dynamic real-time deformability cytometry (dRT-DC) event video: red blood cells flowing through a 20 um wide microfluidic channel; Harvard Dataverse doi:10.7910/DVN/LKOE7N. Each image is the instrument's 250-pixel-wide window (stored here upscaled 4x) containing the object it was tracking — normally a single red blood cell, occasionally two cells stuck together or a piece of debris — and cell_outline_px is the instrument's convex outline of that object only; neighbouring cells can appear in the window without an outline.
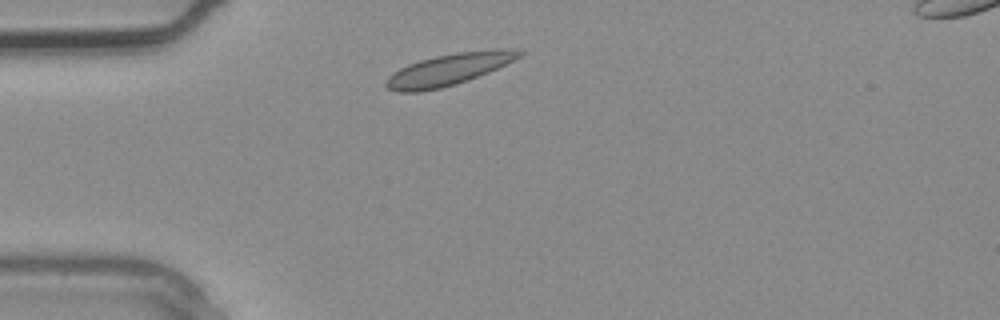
{"species": "common noctule bat (a hibernating species)", "species_latin": "Nyctalus noctula", "temperature_condition": "warm", "stored_images_in_passage": 1, "camera_frame_rate_fps": 3000, "um_per_image_px": 0.085, "animal": {"sex": "male", "body_mass_g": 20.4}, "frame": {"image": 1, "passage_image": 1, "time_ms": 0.0, "image_size_px": [1000, 320], "cell_outline_px": [[524, 52], [520, 56], [488, 72], [456, 84], [440, 88], [420, 92], [396, 92], [388, 88], [384, 84], [384, 80], [388, 76], [400, 68], [408, 64], [420, 60], [436, 56], [460, 52], [500, 48], [508, 48]], "centroid_in_image_um": [38.07, 5.91], "position_along_channel_um": 46.9, "area_um2": 24.22}}